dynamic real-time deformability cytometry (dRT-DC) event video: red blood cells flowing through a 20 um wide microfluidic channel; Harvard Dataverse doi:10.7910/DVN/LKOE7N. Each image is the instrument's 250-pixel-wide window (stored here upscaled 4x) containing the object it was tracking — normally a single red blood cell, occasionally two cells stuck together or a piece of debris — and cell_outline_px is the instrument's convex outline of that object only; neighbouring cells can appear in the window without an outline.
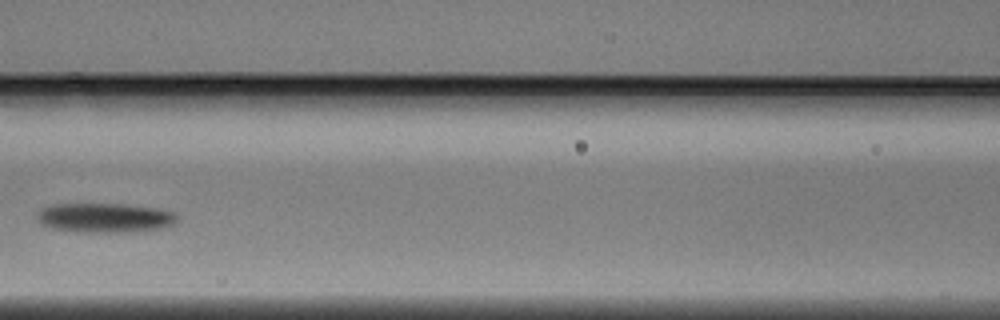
{"species": "Egyptian fruit bat (a non-hibernating species)", "species_latin": "Rousettus aegyptiacus", "temperature_condition": "warm", "stored_images_in_passage": 4, "camera_frame_rate_fps": 3000, "um_per_image_px": 0.085, "animal": {"sex": "male"}, "frame": {"image": 1, "passage_image": 4, "time_ms": 1.0, "image_size_px": [1000, 320], "cell_outline_px": [[180, 216], [172, 224], [164, 228], [124, 232], [84, 232], [48, 228], [40, 224], [36, 220], [36, 216], [48, 204], [124, 204], [160, 208], [176, 212]], "centroid_in_image_um": [8.92, 18.5], "position_along_channel_um": 157.7, "area_um2": 24.33}}